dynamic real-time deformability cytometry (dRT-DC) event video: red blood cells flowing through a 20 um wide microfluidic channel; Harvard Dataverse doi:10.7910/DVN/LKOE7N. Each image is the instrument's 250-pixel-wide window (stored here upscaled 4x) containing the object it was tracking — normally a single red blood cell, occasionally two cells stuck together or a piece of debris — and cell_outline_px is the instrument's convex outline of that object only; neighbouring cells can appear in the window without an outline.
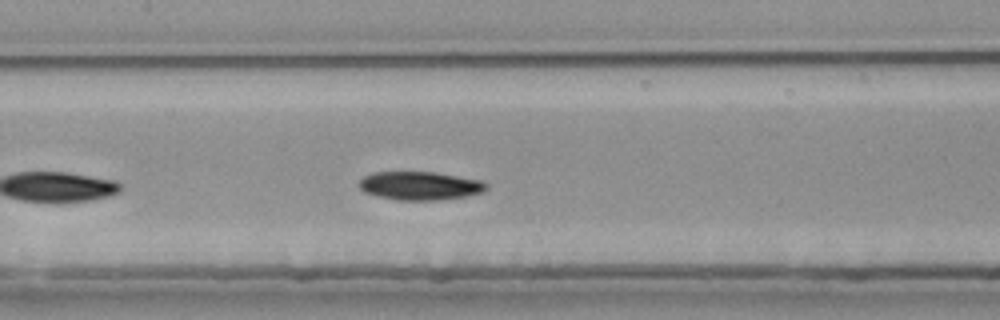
{"species": "common noctule bat (a hibernating species)", "species_latin": "Nyctalus noctula", "temperature_condition": "room temperature", "stored_images_in_passage": 27, "camera_frame_rate_fps": 3000, "um_per_image_px": 0.085, "animal": {"sex": "female", "body_mass_g": 25.1}, "frame": {"image": 1, "passage_image": 12, "time_ms": 3.667, "image_size_px": [1000, 320], "cell_outline_px": [[488, 188], [484, 192], [468, 196], [436, 200], [396, 200], [376, 196], [364, 192], [356, 184], [364, 176], [372, 172], [436, 172], [484, 180], [488, 184]], "centroid_in_image_um": [35.72, 15.78], "position_along_channel_um": 171.7, "area_um2": 21.5}}